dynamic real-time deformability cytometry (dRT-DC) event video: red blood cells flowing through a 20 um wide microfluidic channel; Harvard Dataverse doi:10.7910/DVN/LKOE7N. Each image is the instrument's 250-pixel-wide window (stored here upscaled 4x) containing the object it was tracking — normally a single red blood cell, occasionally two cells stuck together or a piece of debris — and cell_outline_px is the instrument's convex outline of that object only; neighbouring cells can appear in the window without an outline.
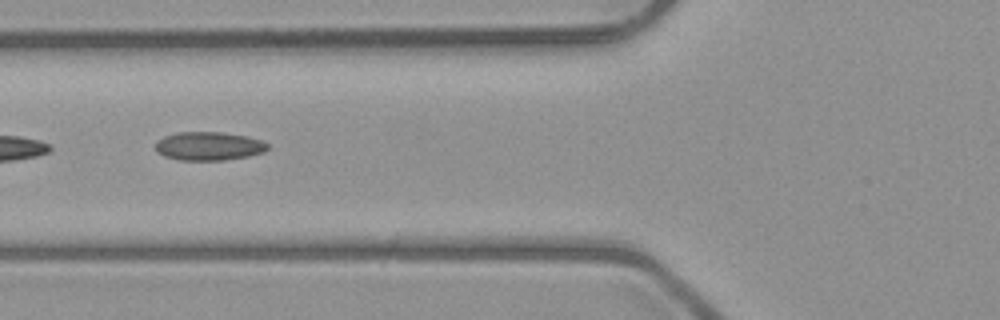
{"species": "common noctule bat (a hibernating species)", "species_latin": "Nyctalus noctula", "temperature_condition": "room temperature", "stored_images_in_passage": 6, "camera_frame_rate_fps": 3000, "um_per_image_px": 0.085, "animal": {"sex": "male", "body_mass_g": 23.1, "forearm_length_mm": 52.7}, "frame": {"image": 1, "passage_image": 5, "time_ms": 5.333, "image_size_px": [1000, 320], "cell_outline_px": [[268, 148], [264, 152], [248, 156], [224, 160], [180, 160], [164, 156], [156, 152], [156, 140], [164, 136], [176, 132], [220, 132], [244, 136], [260, 140], [268, 144]], "centroid_in_image_um": [17.7, 12.42], "position_along_channel_um": 108.1, "area_um2": 18.61}}
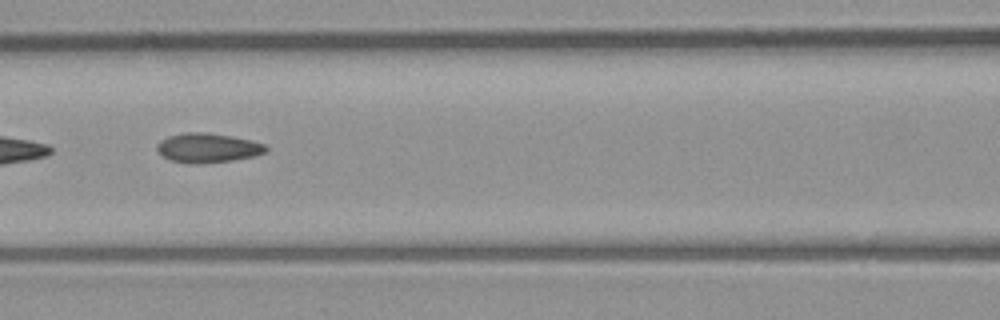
{"frame": {"image": 2, "passage_image": 6, "time_ms": 6.333, "image_size_px": [1000, 320], "cell_outline_px": [[268, 148], [264, 152], [252, 156], [232, 160], [172, 160], [164, 156], [156, 148], [156, 144], [160, 140], [168, 136], [188, 132], [204, 132], [232, 136], [264, 144]], "centroid_in_image_um": [17.66, 12.5], "position_along_channel_um": 148.9, "area_um2": 17.4}}